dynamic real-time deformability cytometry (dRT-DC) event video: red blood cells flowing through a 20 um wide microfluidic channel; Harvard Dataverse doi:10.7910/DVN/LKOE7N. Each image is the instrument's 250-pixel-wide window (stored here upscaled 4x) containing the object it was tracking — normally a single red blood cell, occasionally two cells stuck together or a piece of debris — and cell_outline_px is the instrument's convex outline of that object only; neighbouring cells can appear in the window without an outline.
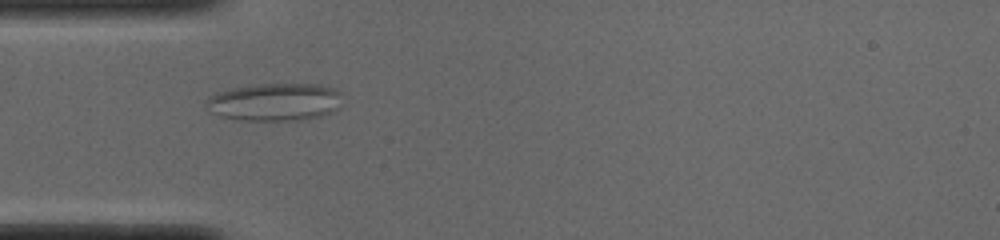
{"species": "common noctule bat (a hibernating species)", "species_latin": "Nyctalus noctula", "temperature_condition": "cold", "stored_images_in_passage": 44, "camera_frame_rate_fps": 3000, "um_per_image_px": 0.085, "animal": {"sex": "male", "body_mass_g": 19.0, "forearm_length_mm": 50.8}, "frame": {"image": 1, "passage_image": 8, "time_ms": 2.333, "image_size_px": [1000, 240], "cell_outline_px": [[340, 92], [336, 108], [332, 112], [320, 116], [300, 120], [240, 120], [220, 116], [212, 112], [204, 104], [208, 96], [228, 88], [260, 84], [320, 84], [336, 88]], "centroid_in_image_um": [23.31, 8.66], "position_along_channel_um": 61.7, "area_um2": 29.88}}
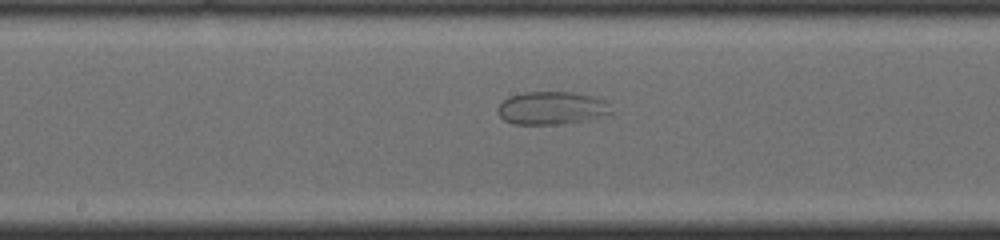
{"frame": {"image": 2, "passage_image": 19, "time_ms": 6.0, "image_size_px": [1000, 240], "cell_outline_px": [[612, 112], [584, 120], [556, 124], [512, 124], [504, 120], [500, 116], [496, 108], [508, 96], [524, 92], [572, 92], [592, 96], [604, 100]], "centroid_in_image_um": [46.81, 9.17], "position_along_channel_um": 201.4, "area_um2": 21.44}}
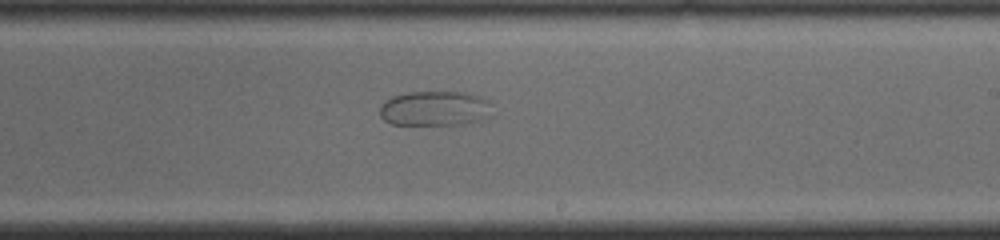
{"frame": {"image": 3, "passage_image": 23, "time_ms": 7.333, "image_size_px": [1000, 240], "cell_outline_px": [[492, 116], [472, 124], [392, 124], [384, 120], [380, 116], [380, 104], [384, 100], [392, 96], [408, 92], [464, 92], [480, 96], [492, 100]], "centroid_in_image_um": [37.03, 9.21], "position_along_channel_um": 252.0, "area_um2": 23.41}}